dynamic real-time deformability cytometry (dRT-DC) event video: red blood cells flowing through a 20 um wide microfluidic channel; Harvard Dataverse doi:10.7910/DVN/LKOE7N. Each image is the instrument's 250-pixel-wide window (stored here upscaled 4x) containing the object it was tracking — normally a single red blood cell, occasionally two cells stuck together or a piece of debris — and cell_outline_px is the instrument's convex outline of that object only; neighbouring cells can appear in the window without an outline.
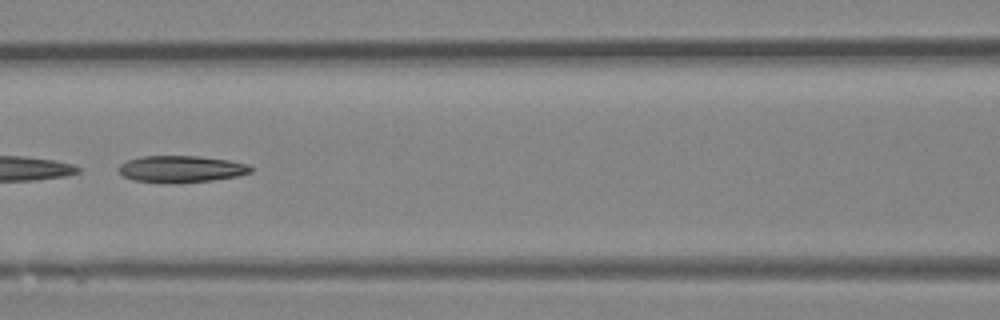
{"species": "Egyptian fruit bat (a non-hibernating species)", "species_latin": "Rousettus aegyptiacus", "temperature_condition": "room temperature", "stored_images_in_passage": 33, "camera_frame_rate_fps": 3000, "um_per_image_px": 0.085, "animal": {"sex": "female"}, "frame": {"image": 1, "passage_image": 10, "time_ms": 3.0, "image_size_px": [1000, 320], "cell_outline_px": [[256, 168], [252, 172], [236, 176], [212, 180], [176, 184], [132, 180], [124, 176], [116, 168], [120, 164], [128, 160], [140, 156], [200, 156], [228, 160], [248, 164]], "centroid_in_image_um": [15.41, 14.37], "position_along_channel_um": 151.2, "area_um2": 20.87}}